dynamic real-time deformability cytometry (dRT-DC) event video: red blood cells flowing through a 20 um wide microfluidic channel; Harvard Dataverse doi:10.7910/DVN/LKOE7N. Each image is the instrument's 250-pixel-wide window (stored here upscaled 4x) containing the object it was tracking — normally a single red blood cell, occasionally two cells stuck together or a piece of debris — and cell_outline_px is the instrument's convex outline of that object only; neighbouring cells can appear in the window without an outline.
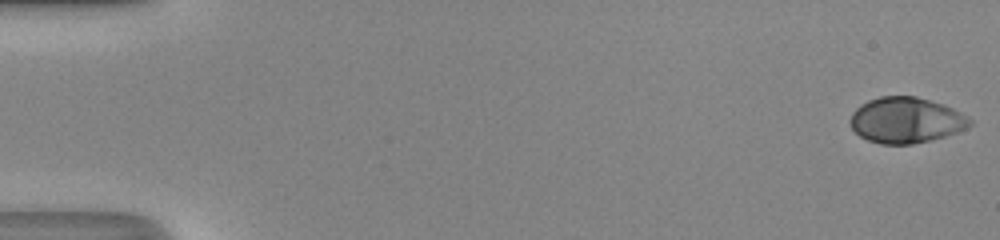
{"species": "human", "species_latin": "Homo sapiens", "temperature_condition": "room temperature", "stored_images_in_passage": 49, "camera_frame_rate_fps": 3000, "um_per_image_px": 0.085, "donor": {"sex": "male"}, "frame": {"image": 1, "passage_image": 1, "time_ms": 0.0, "image_size_px": [1000, 240], "cell_outline_px": [[972, 124], [968, 128], [944, 136], [912, 144], [880, 144], [868, 140], [860, 136], [852, 128], [848, 120], [852, 112], [860, 104], [868, 100], [880, 96], [916, 96], [944, 104], [968, 116], [972, 120]], "centroid_in_image_um": [76.99, 10.2], "position_along_channel_um": 8.0, "area_um2": 32.02}}
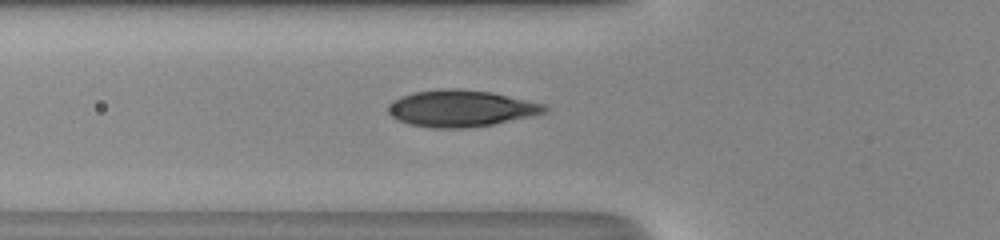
{"frame": {"image": 2, "passage_image": 19, "time_ms": 6.0, "image_size_px": [1000, 240], "cell_outline_px": [[548, 112], [536, 116], [492, 124], [464, 128], [432, 128], [408, 124], [396, 120], [388, 112], [388, 104], [392, 100], [400, 96], [412, 92], [440, 88], [460, 88], [492, 92], [544, 104], [548, 108]], "centroid_in_image_um": [39.16, 9.21], "position_along_channel_um": 86.6, "area_um2": 33.87}}
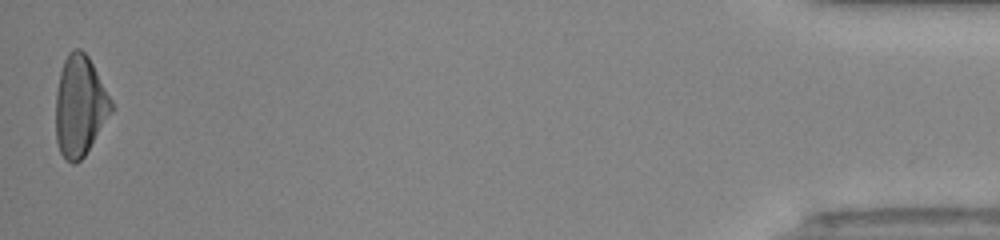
{"frame": {"image": 3, "passage_image": 49, "time_ms": 16.0, "image_size_px": [1000, 240], "cell_outline_px": [[116, 108], [84, 156], [76, 164], [72, 164], [60, 152], [56, 140], [56, 92], [60, 72], [64, 60], [68, 52], [72, 48], [80, 48], [88, 56], [112, 100]], "centroid_in_image_um": [6.81, 9.0], "position_along_channel_um": 428.4, "area_um2": 32.77}, "authors_computed_cell_mechanics": {"area_um2": 32.2524, "velocity_mm_per_s": 4.3371, "shape_relaxation_time_tau1_ms": 5.9798, "shape_relaxation_time_tau2_ms": null, "deformation_change_tau1": 0.2368, "deformation_change_tau2": null}}